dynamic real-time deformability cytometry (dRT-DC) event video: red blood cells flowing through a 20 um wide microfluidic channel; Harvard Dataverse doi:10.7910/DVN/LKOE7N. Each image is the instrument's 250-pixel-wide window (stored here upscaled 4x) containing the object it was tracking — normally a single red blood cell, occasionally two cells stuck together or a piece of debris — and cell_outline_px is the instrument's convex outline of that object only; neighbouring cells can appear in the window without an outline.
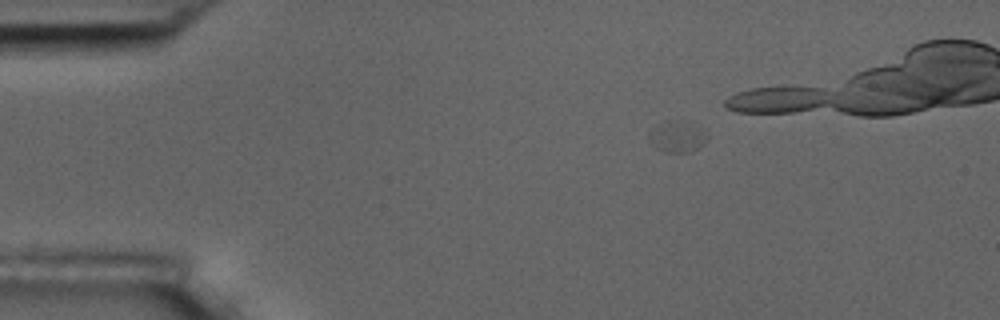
{"species": "common noctule bat (a hibernating species)", "species_latin": "Nyctalus noctula", "temperature_condition": "room temperature", "stored_images_in_passage": 9, "camera_frame_rate_fps": 3000, "um_per_image_px": 0.085, "animal": {"sex": "male", "body_mass_g": 17.5, "forearm_length_mm": 52.3}, "frame": {"image": 1, "passage_image": 4, "time_ms": 3.333, "image_size_px": [1000, 320], "cell_outline_px": [[708, 140], [700, 148], [692, 152], [664, 152], [656, 148], [648, 140], [648, 132], [668, 120], [676, 120], [708, 136]], "centroid_in_image_um": [57.5, 11.7], "position_along_channel_um": 27.5, "area_um2": 10.0}}